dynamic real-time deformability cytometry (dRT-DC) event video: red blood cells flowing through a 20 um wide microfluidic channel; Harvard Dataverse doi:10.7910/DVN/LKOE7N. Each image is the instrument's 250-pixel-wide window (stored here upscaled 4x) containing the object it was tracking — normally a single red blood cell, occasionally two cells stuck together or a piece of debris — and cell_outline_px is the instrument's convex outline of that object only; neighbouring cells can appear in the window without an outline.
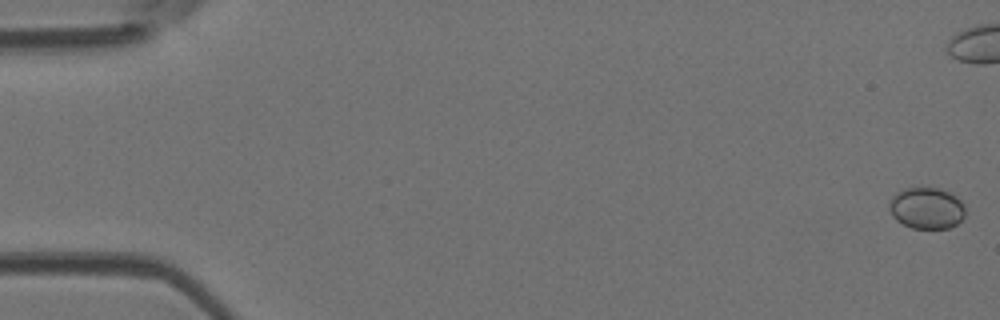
{"species": "Egyptian fruit bat (a non-hibernating species)", "species_latin": "Rousettus aegyptiacus", "temperature_condition": "room temperature", "stored_images_in_passage": 3, "camera_frame_rate_fps": 3000, "um_per_image_px": 0.085, "animal": {"sex": "female"}, "frame": {"image": 1, "passage_image": 1, "time_ms": 0.0, "image_size_px": [1000, 320], "cell_outline_px": [[964, 216], [956, 224], [948, 228], [912, 228], [896, 220], [892, 216], [888, 208], [888, 204], [892, 196], [896, 192], [904, 188], [940, 188], [956, 196], [964, 204]], "centroid_in_image_um": [78.73, 17.68], "position_along_channel_um": 6.3, "area_um2": 18.38}}